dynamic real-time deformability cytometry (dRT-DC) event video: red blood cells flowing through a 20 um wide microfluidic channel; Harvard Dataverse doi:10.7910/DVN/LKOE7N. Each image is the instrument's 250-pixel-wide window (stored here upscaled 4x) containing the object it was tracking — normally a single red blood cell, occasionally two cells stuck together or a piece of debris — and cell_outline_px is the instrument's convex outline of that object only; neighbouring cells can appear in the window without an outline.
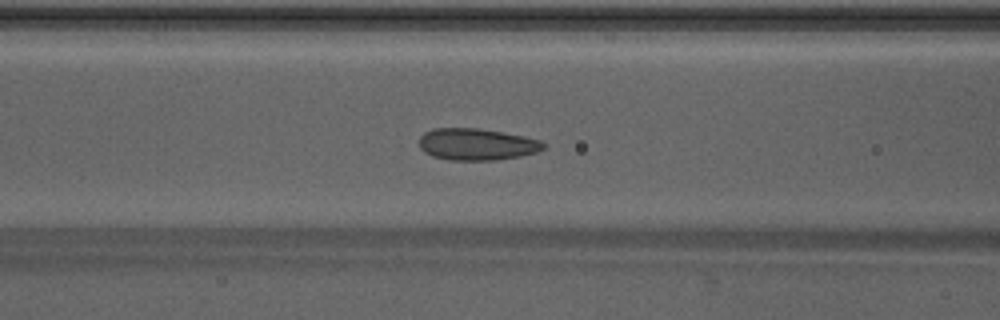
{"species": "Egyptian fruit bat (a non-hibernating species)", "species_latin": "Rousettus aegyptiacus", "temperature_condition": "warm", "stored_images_in_passage": 49, "camera_frame_rate_fps": 3000, "um_per_image_px": 0.085, "animal": {"sex": "male"}, "frame": {"image": 1, "passage_image": 21, "time_ms": 6.667, "image_size_px": [1000, 320], "cell_outline_px": [[544, 148], [536, 152], [520, 156], [496, 160], [448, 160], [432, 156], [424, 152], [420, 148], [420, 136], [424, 132], [432, 128], [476, 128], [524, 136], [540, 140], [544, 144]], "centroid_in_image_um": [40.48, 12.27], "position_along_channel_um": 126.1, "area_um2": 22.95}}
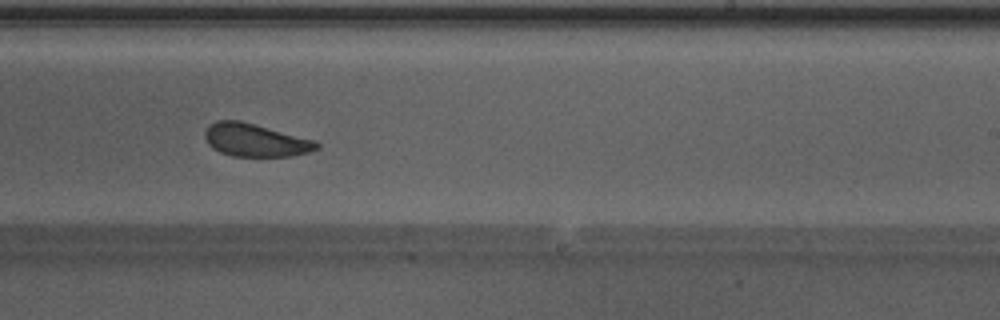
{"frame": {"image": 2, "passage_image": 31, "time_ms": 10.0, "image_size_px": [1000, 320], "cell_outline_px": [[320, 148], [308, 152], [288, 156], [232, 156], [220, 152], [212, 148], [208, 144], [204, 136], [204, 132], [216, 120], [240, 120], [316, 140], [320, 144]], "centroid_in_image_um": [21.72, 11.91], "position_along_channel_um": 267.3, "area_um2": 21.44}}
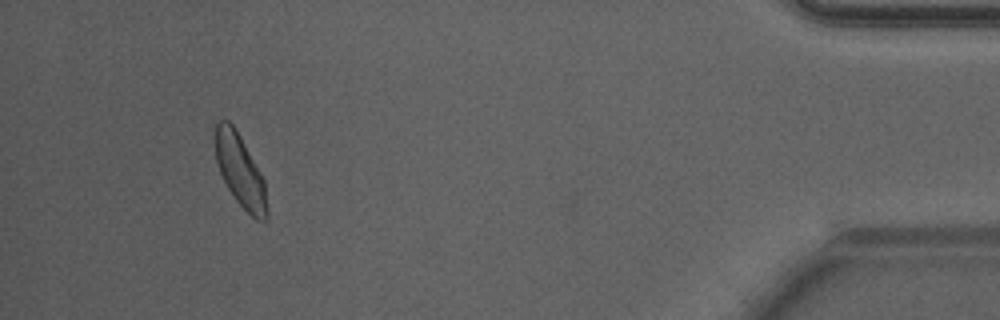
{"frame": {"image": 3, "passage_image": 46, "time_ms": 15.0, "image_size_px": [1000, 320], "cell_outline_px": [[268, 216], [264, 220], [256, 220], [236, 200], [228, 188], [220, 172], [216, 160], [216, 120], [228, 120], [236, 128], [264, 180], [268, 212]], "centroid_in_image_um": [20.42, 14.51], "position_along_channel_um": 414.8, "area_um2": 21.39}, "authors_computed_cell_mechanics": {"area_um2": 22.7732, "velocity_mm_per_s": 4.2467, "shape_relaxation_time_tau1_ms": 2.4685, "shape_relaxation_time_tau2_ms": 0.9143, "deformation_change_tau1": 0.0944, "deformation_change_tau2": 0.0656}}